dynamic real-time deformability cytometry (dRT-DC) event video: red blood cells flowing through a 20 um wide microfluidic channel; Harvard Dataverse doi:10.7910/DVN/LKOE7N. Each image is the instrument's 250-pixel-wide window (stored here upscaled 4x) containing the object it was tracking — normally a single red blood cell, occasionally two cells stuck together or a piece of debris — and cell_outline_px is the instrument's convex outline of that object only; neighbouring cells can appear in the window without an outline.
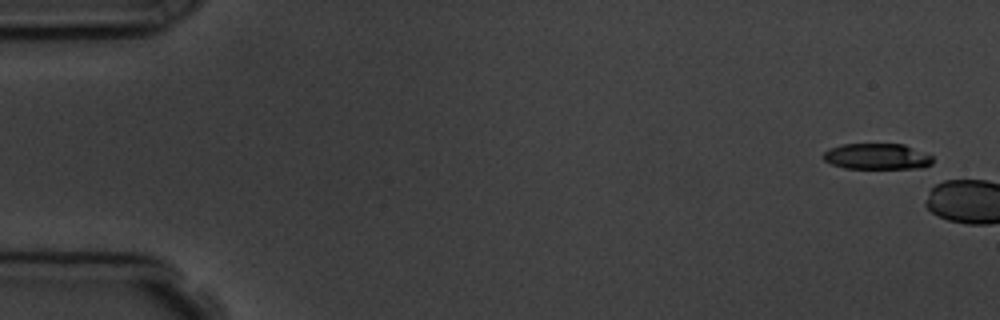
{"species": "common noctule bat (a hibernating species)", "species_latin": "Nyctalus noctula", "temperature_condition": "room temperature", "stored_images_in_passage": 2, "camera_frame_rate_fps": 3000, "um_per_image_px": 0.085, "animal": {"sex": "male", "body_mass_g": 19.5, "forearm_length_mm": 54.6}, "frame": {"image": 1, "passage_image": 1, "time_ms": 0.0, "image_size_px": [1000, 320], "cell_outline_px": [[932, 164], [924, 168], [844, 168], [832, 164], [824, 160], [824, 152], [832, 148], [844, 144], [904, 144], [932, 156]], "centroid_in_image_um": [74.57, 13.3], "position_along_channel_um": 10.4, "area_um2": 16.36}}